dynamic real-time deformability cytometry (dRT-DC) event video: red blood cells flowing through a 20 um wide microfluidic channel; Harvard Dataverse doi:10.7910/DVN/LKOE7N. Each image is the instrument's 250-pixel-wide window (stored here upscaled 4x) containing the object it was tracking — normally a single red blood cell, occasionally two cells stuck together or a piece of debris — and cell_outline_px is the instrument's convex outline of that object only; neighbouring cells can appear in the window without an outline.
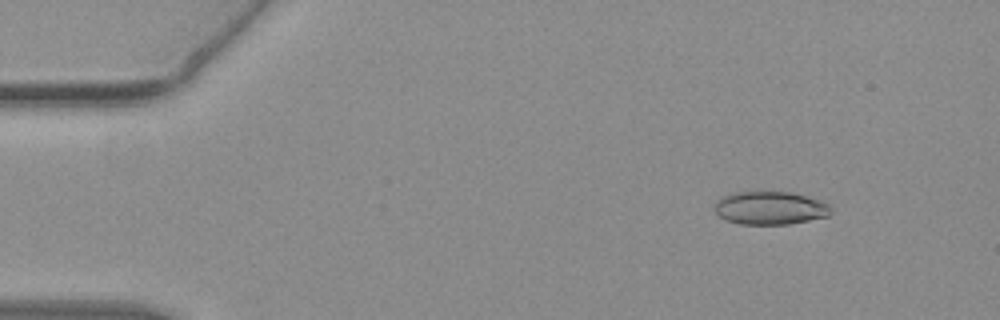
{"species": "common noctule bat (a hibernating species)", "species_latin": "Nyctalus noctula", "temperature_condition": "warm", "stored_images_in_passage": 55, "camera_frame_rate_fps": 3000, "um_per_image_px": 0.085, "animal": {"sex": "female", "body_mass_g": 19.3, "forearm_length_mm": 54.1}, "frame": {"image": 1, "passage_image": 7, "time_ms": 2.0, "image_size_px": [1000, 320], "cell_outline_px": [[832, 212], [828, 216], [788, 224], [740, 224], [724, 220], [712, 208], [712, 204], [720, 196], [732, 192], [788, 192], [804, 196], [828, 204], [832, 208]], "centroid_in_image_um": [65.37, 17.68], "position_along_channel_um": 19.6, "area_um2": 22.54}}
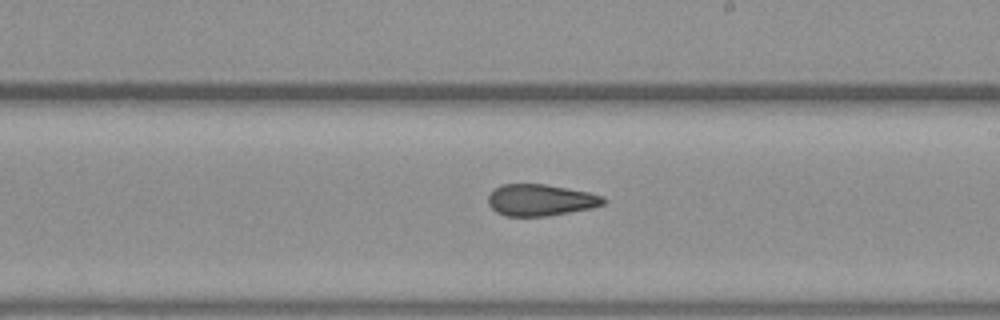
{"frame": {"image": 2, "passage_image": 32, "time_ms": 10.333, "image_size_px": [1000, 320], "cell_outline_px": [[604, 204], [592, 208], [548, 216], [508, 216], [496, 212], [488, 204], [488, 196], [496, 188], [504, 184], [544, 184], [588, 192], [600, 196], [604, 200]], "centroid_in_image_um": [45.92, 17.01], "position_along_channel_um": 243.1, "area_um2": 20.92}}
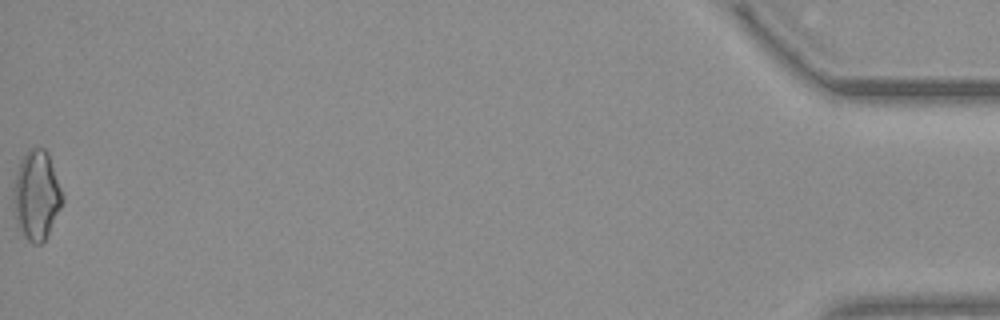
{"frame": {"image": 3, "passage_image": 55, "time_ms": 18.0, "image_size_px": [1000, 320], "cell_outline_px": [[64, 200], [44, 240], [40, 244], [32, 244], [20, 236], [16, 216], [12, 188], [20, 160], [28, 148], [44, 148], [48, 152]], "centroid_in_image_um": [3.07, 16.6], "position_along_channel_um": 432.1, "area_um2": 25.32}, "authors_computed_cell_mechanics": {"area_um2": 21.7906, "velocity_mm_per_s": 3.8283, "shape_relaxation_time_tau1_ms": null, "shape_relaxation_time_tau2_ms": 3.3898, "deformation_change_tau1": null, "deformation_change_tau2": 0.1075}}